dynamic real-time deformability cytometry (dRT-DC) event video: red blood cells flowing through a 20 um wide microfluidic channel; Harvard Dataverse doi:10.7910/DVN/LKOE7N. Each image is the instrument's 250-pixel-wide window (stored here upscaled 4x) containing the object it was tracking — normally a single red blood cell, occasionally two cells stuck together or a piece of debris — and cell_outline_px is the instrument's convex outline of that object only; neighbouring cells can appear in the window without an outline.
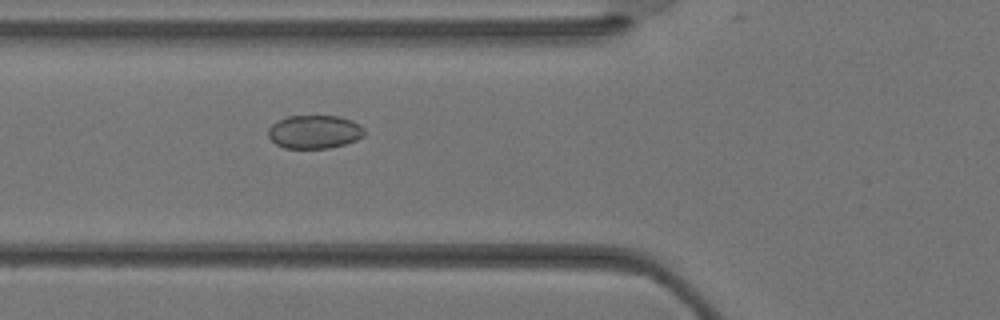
{"species": "Egyptian fruit bat (a non-hibernating species)", "species_latin": "Rousettus aegyptiacus", "temperature_condition": "warm", "stored_images_in_passage": 33, "camera_frame_rate_fps": 3000, "um_per_image_px": 0.085, "animal": {"sex": "female"}, "frame": {"image": 1, "passage_image": 14, "time_ms": 4.333, "image_size_px": [1000, 320], "cell_outline_px": [[364, 136], [356, 140], [344, 144], [328, 148], [284, 148], [276, 144], [268, 136], [268, 128], [276, 120], [288, 116], [336, 116], [352, 120], [360, 124], [364, 128]], "centroid_in_image_um": [26.72, 11.2], "position_along_channel_um": 99.1, "area_um2": 18.79}}
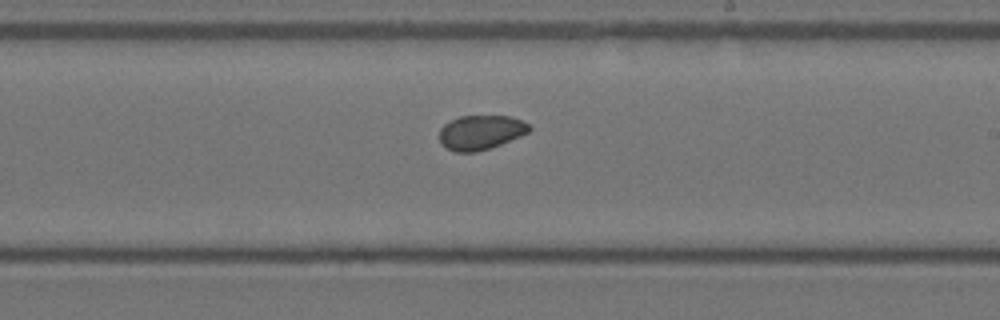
{"frame": {"image": 2, "passage_image": 22, "time_ms": 7.0, "image_size_px": [1000, 320], "cell_outline_px": [[532, 128], [528, 132], [520, 136], [500, 144], [476, 152], [456, 152], [440, 144], [440, 128], [444, 124], [460, 116], [508, 116], [520, 120], [528, 124]], "centroid_in_image_um": [40.84, 11.25], "position_along_channel_um": 248.2, "area_um2": 17.8}}
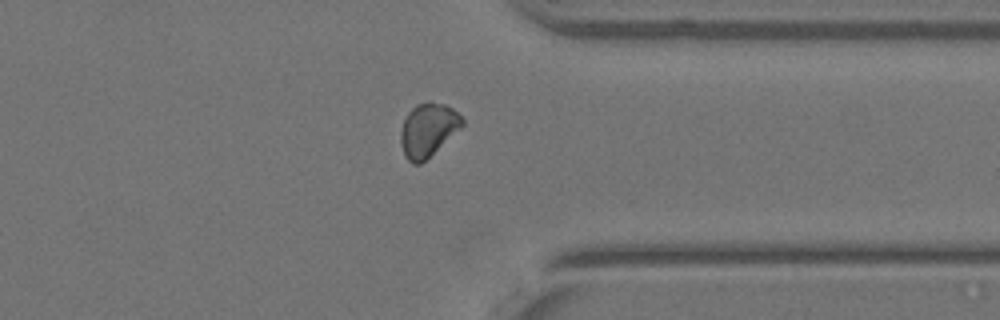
{"frame": {"image": 3, "passage_image": 29, "time_ms": 9.333, "image_size_px": [1000, 320], "cell_outline_px": [[464, 124], [460, 128], [420, 164], [412, 164], [404, 156], [400, 144], [400, 132], [404, 120], [408, 112], [416, 104], [428, 100], [444, 104], [452, 108], [464, 120]], "centroid_in_image_um": [36.34, 11.02], "position_along_channel_um": 375.1, "area_um2": 19.02}}